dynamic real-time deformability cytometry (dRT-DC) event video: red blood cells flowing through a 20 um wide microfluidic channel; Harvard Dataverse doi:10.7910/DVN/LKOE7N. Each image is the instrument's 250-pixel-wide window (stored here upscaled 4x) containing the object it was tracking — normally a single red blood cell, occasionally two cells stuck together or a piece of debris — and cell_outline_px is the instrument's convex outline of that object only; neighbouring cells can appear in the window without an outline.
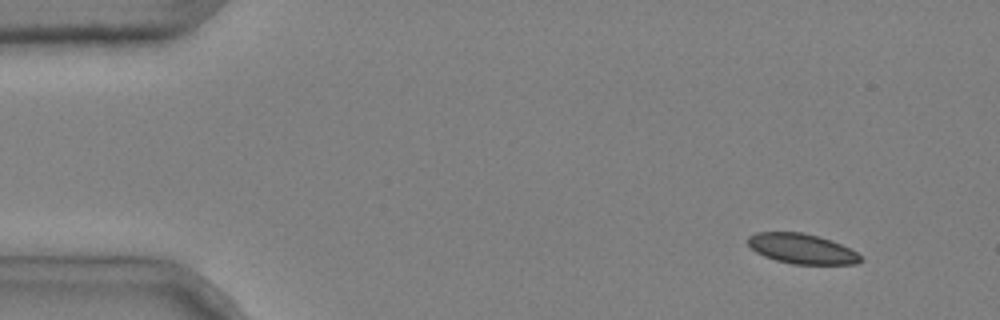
{"species": "common noctule bat (a hibernating species)", "species_latin": "Nyctalus noctula", "temperature_condition": "cold", "stored_images_in_passage": 3, "camera_frame_rate_fps": 3000, "um_per_image_px": 0.085, "animal": {"sex": "male", "body_mass_g": 20.4}, "frame": {"image": 1, "passage_image": 1, "time_ms": 0.0, "image_size_px": [1000, 320], "cell_outline_px": [[864, 260], [856, 264], [792, 264], [776, 260], [764, 256], [756, 252], [748, 244], [748, 236], [756, 232], [804, 232], [832, 240], [856, 252]], "centroid_in_image_um": [68.15, 21.14], "position_along_channel_um": 16.8, "area_um2": 19.71}}
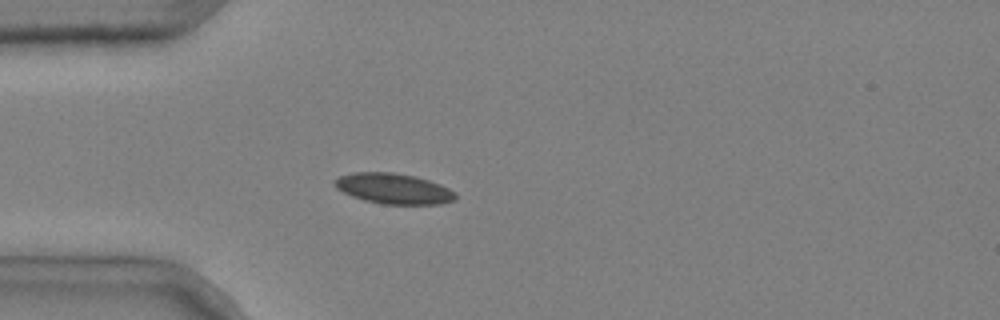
{"frame": {"image": 2, "passage_image": 3, "time_ms": 0.667, "image_size_px": [1000, 320], "cell_outline_px": [[456, 200], [440, 204], [380, 204], [364, 200], [352, 196], [336, 188], [332, 180], [340, 176], [352, 172], [392, 172], [416, 176], [440, 184], [456, 192]], "centroid_in_image_um": [33.45, 16.03], "position_along_channel_um": 51.5, "area_um2": 21.62}}